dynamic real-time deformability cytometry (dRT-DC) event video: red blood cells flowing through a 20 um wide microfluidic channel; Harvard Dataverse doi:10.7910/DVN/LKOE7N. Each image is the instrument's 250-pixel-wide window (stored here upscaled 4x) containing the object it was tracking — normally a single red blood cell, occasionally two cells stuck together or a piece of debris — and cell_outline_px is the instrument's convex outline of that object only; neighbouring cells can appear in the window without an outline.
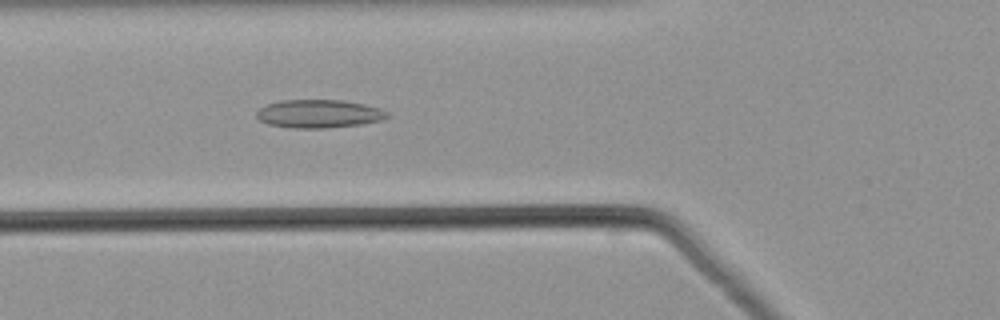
{"species": "common noctule bat (a hibernating species)", "species_latin": "Nyctalus noctula", "temperature_condition": "warm", "stored_images_in_passage": 50, "camera_frame_rate_fps": 3000, "um_per_image_px": 0.085, "animal": {"sex": "male", "body_mass_g": 21.5, "forearm_length_mm": 52.0}, "frame": {"image": 1, "passage_image": 18, "time_ms": 5.667, "image_size_px": [1000, 320], "cell_outline_px": [[388, 116], [380, 120], [360, 124], [328, 128], [288, 128], [268, 124], [260, 120], [256, 116], [256, 112], [260, 108], [268, 104], [280, 100], [340, 100], [364, 104], [380, 108], [388, 112]], "centroid_in_image_um": [27.08, 9.67], "position_along_channel_um": 98.7, "area_um2": 21.44}}
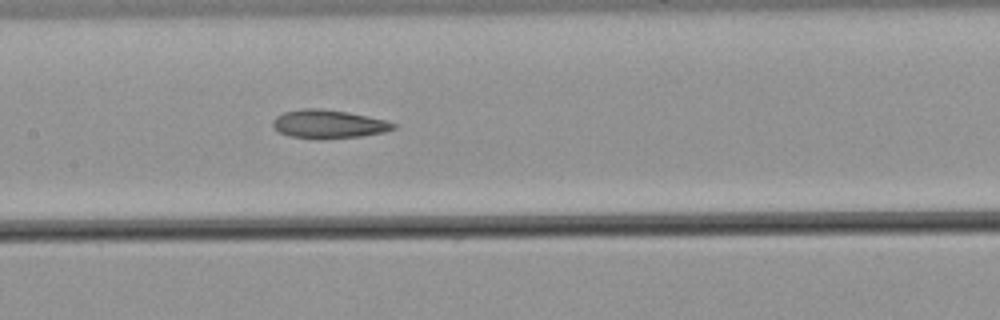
{"frame": {"image": 2, "passage_image": 24, "time_ms": 7.667, "image_size_px": [1000, 320], "cell_outline_px": [[396, 128], [384, 132], [360, 136], [316, 140], [288, 136], [276, 132], [272, 124], [272, 120], [276, 116], [284, 112], [300, 108], [316, 108], [348, 112], [368, 116], [384, 120], [396, 124]], "centroid_in_image_um": [27.85, 10.56], "position_along_channel_um": 179.5, "area_um2": 20.29}}
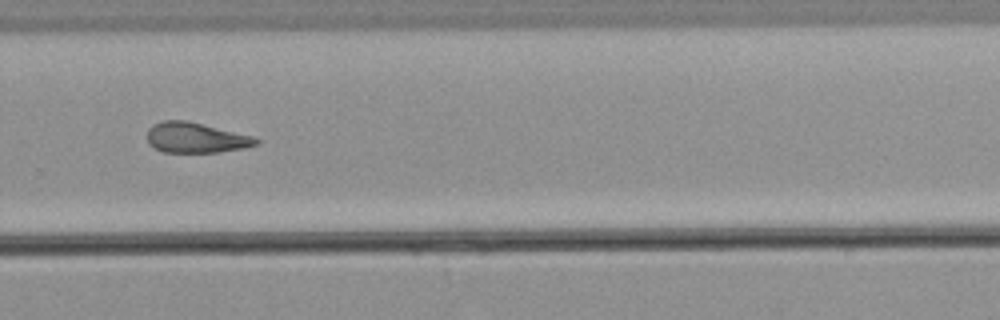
{"frame": {"image": 3, "passage_image": 34, "time_ms": 11.0, "image_size_px": [1000, 320], "cell_outline_px": [[260, 144], [244, 148], [220, 152], [164, 152], [152, 148], [148, 144], [148, 128], [152, 124], [164, 120], [184, 120], [252, 136], [260, 140]], "centroid_in_image_um": [16.62, 11.72], "position_along_channel_um": 313.2, "area_um2": 19.19}}